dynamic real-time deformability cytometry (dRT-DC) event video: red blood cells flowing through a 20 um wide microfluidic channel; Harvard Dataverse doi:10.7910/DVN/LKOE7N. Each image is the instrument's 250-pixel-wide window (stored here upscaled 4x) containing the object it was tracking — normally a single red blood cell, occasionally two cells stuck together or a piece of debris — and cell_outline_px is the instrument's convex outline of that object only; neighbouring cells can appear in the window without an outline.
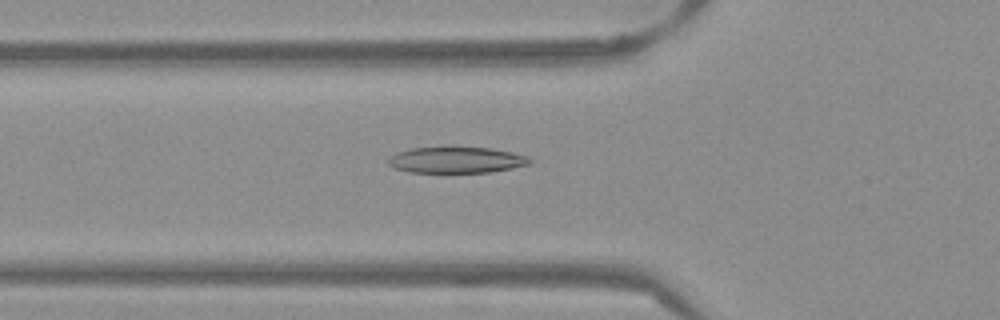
{"species": "Egyptian fruit bat (a non-hibernating species)", "species_latin": "Rousettus aegyptiacus", "temperature_condition": "warm", "stored_images_in_passage": 48, "camera_frame_rate_fps": 3000, "um_per_image_px": 0.085, "frame": {"image": 1, "passage_image": 14, "time_ms": 4.333, "image_size_px": [1000, 320], "cell_outline_px": [[532, 164], [512, 168], [488, 172], [408, 172], [392, 168], [388, 164], [388, 156], [396, 152], [412, 148], [492, 148], [512, 152], [528, 156], [532, 160]], "centroid_in_image_um": [38.78, 13.61], "position_along_channel_um": 87.0, "area_um2": 21.5}}
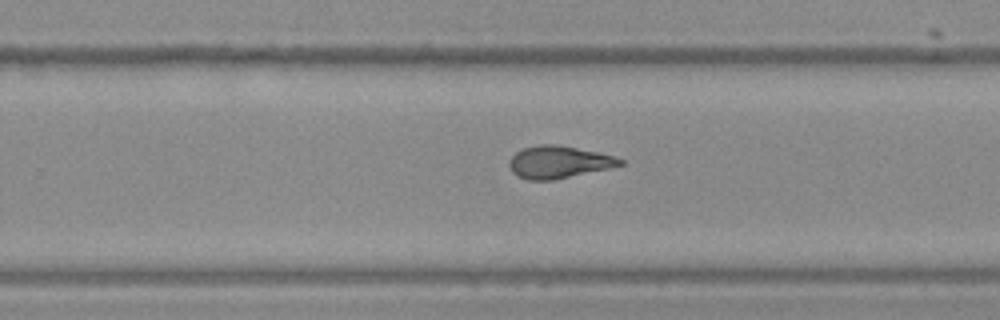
{"frame": {"image": 2, "passage_image": 29, "time_ms": 9.333, "image_size_px": [1000, 320], "cell_outline_px": [[624, 164], [608, 168], [552, 180], [528, 180], [516, 176], [512, 172], [508, 164], [508, 160], [516, 152], [524, 148], [540, 144], [556, 144], [616, 156], [624, 160]], "centroid_in_image_um": [47.45, 13.77], "position_along_channel_um": 282.4, "area_um2": 20.75}}
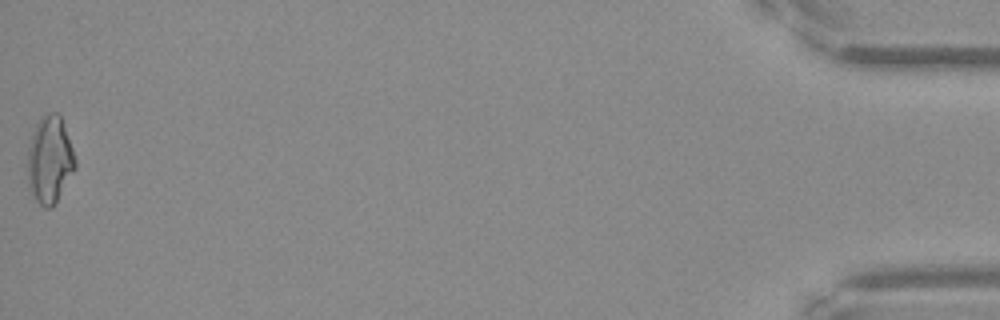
{"frame": {"image": 3, "passage_image": 48, "time_ms": 15.667, "image_size_px": [1000, 320], "cell_outline_px": [[76, 168], [52, 208], [44, 208], [36, 200], [32, 192], [28, 180], [28, 148], [36, 124], [40, 116], [48, 112], [60, 112], [76, 160]], "centroid_in_image_um": [4.24, 13.54], "position_along_channel_um": 431.0, "area_um2": 24.1}, "authors_computed_cell_mechanics": {"area_um2": 21.2993, "velocity_mm_per_s": 3.8871, "shape_relaxation_time_tau1_ms": 7.6539, "shape_relaxation_time_tau2_ms": 1.9807, "deformation_change_tau1": 0.2469, "deformation_change_tau2": 0.1017}}